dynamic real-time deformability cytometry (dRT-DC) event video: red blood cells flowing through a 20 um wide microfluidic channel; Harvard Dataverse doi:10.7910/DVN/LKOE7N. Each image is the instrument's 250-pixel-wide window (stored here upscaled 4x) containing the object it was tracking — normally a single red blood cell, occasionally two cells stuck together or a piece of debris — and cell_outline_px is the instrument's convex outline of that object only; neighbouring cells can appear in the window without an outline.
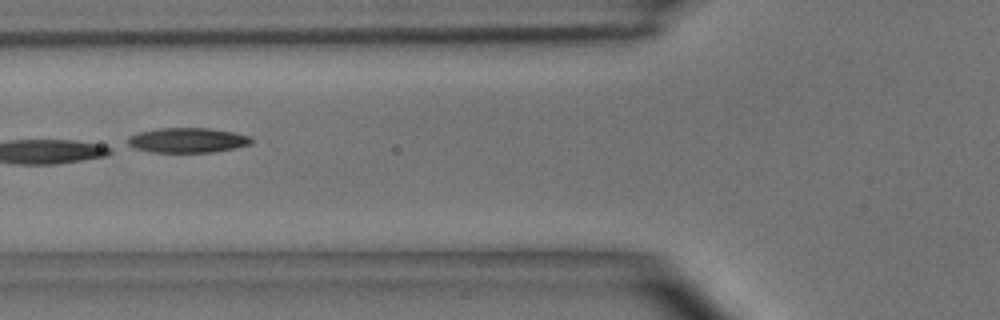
{"species": "common noctule bat (a hibernating species)", "species_latin": "Nyctalus noctula", "temperature_condition": "room temperature", "stored_images_in_passage": 10, "camera_frame_rate_fps": 3000, "um_per_image_px": 0.085, "animal": {"sex": "male", "body_mass_g": 15.6}, "frame": {"image": 1, "passage_image": 6, "time_ms": 6.0, "image_size_px": [1000, 320], "cell_outline_px": [[252, 144], [212, 152], [148, 152], [132, 148], [128, 144], [128, 136], [140, 132], [160, 128], [208, 128], [232, 132], [252, 136]], "centroid_in_image_um": [15.92, 11.92], "position_along_channel_um": 109.9, "area_um2": 17.92}}